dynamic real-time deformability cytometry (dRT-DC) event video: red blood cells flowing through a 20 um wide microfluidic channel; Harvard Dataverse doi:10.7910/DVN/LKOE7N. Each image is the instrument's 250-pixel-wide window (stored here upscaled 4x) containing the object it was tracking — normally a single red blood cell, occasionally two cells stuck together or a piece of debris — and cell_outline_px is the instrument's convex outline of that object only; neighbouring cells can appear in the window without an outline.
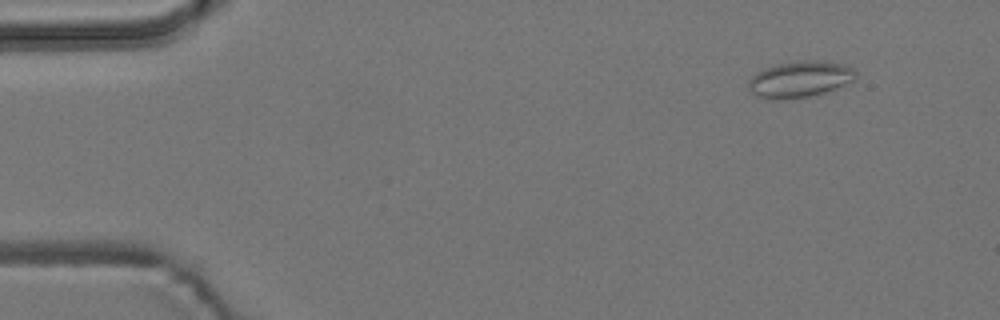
{"species": "common noctule bat (a hibernating species)", "species_latin": "Nyctalus noctula", "temperature_condition": "room temperature", "stored_images_in_passage": 5, "camera_frame_rate_fps": 3000, "um_per_image_px": 0.085, "animal": {"sex": "male", "body_mass_g": 19.2, "forearm_length_mm": 51.8}, "frame": {"image": 1, "passage_image": 2, "time_ms": 0.333, "image_size_px": [1000, 320], "cell_outline_px": [[856, 80], [828, 92], [816, 96], [776, 100], [772, 100], [756, 96], [748, 88], [748, 80], [756, 72], [764, 68], [776, 64], [804, 60], [832, 60], [844, 64], [852, 68], [856, 72]], "centroid_in_image_um": [68.02, 6.74], "position_along_channel_um": 17.0, "area_um2": 23.35}}